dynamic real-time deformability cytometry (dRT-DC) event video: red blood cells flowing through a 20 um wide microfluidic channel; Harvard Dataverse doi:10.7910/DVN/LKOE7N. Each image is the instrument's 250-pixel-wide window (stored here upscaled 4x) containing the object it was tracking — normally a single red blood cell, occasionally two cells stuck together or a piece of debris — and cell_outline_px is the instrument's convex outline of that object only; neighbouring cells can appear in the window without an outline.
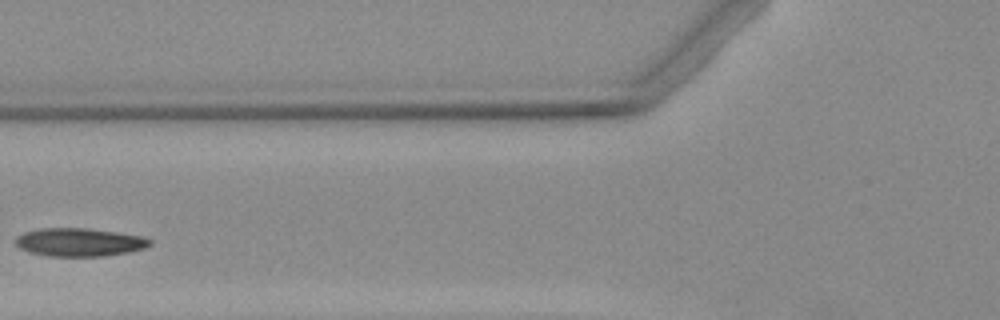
{"species": "Egyptian fruit bat (a non-hibernating species)", "species_latin": "Rousettus aegyptiacus", "temperature_condition": "warm", "stored_images_in_passage": 2, "camera_frame_rate_fps": 3000, "um_per_image_px": 0.085, "animal": {"sex": "female"}, "frame": {"image": 1, "passage_image": 2, "time_ms": 1.333, "image_size_px": [1000, 320], "cell_outline_px": [[152, 244], [144, 248], [128, 252], [104, 256], [48, 256], [28, 252], [20, 248], [16, 244], [16, 236], [24, 232], [40, 228], [88, 228], [116, 232], [140, 236], [152, 240]], "centroid_in_image_um": [6.73, 20.58], "position_along_channel_um": 119.1, "area_um2": 22.08}}